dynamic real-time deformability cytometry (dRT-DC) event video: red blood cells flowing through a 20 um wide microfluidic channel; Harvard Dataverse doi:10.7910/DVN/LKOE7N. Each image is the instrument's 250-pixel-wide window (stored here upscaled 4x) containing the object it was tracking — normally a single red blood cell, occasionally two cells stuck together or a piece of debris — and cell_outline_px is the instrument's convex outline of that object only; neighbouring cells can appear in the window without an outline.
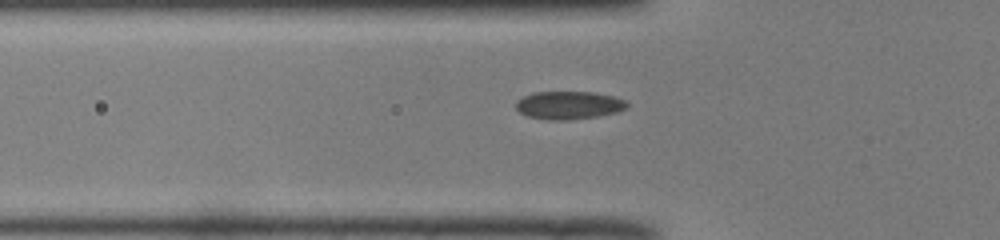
{"species": "common noctule bat (a hibernating species)", "species_latin": "Nyctalus noctula", "temperature_condition": "room temperature", "stored_images_in_passage": 38, "camera_frame_rate_fps": 3000, "um_per_image_px": 0.085, "animal": {"sex": "male", "body_mass_g": 19.0, "forearm_length_mm": 50.8}, "frame": {"image": 1, "passage_image": 8, "time_ms": 2.333, "image_size_px": [1000, 240], "cell_outline_px": [[628, 104], [624, 108], [616, 112], [596, 116], [568, 120], [548, 120], [528, 116], [520, 112], [516, 108], [516, 100], [532, 92], [592, 92], [612, 96], [624, 100]], "centroid_in_image_um": [48.29, 8.94], "position_along_channel_um": 77.5, "area_um2": 17.92}}
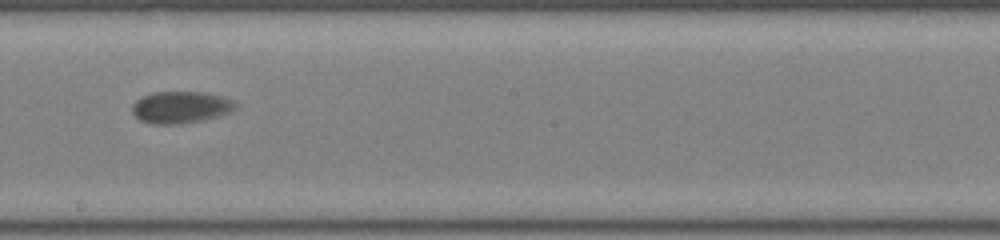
{"frame": {"image": 2, "passage_image": 20, "time_ms": 6.333, "image_size_px": [1000, 240], "cell_outline_px": [[236, 108], [232, 112], [200, 120], [180, 124], [156, 124], [140, 120], [132, 112], [132, 104], [136, 100], [152, 92], [204, 92], [236, 100]], "centroid_in_image_um": [15.37, 9.11], "position_along_channel_um": 232.8, "area_um2": 19.13}}
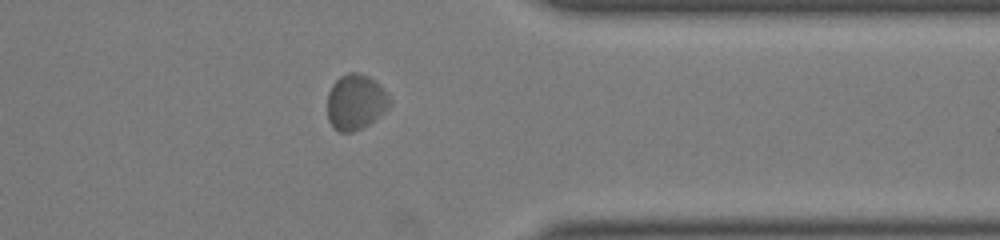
{"frame": {"image": 3, "passage_image": 32, "time_ms": 10.333, "image_size_px": [1000, 240], "cell_outline_px": [[392, 100], [388, 108], [380, 116], [368, 124], [352, 132], [340, 132], [328, 120], [328, 92], [332, 84], [340, 76], [348, 72], [360, 72], [376, 80], [388, 92]], "centroid_in_image_um": [30.26, 8.63], "position_along_channel_um": 381.1, "area_um2": 20.35}}